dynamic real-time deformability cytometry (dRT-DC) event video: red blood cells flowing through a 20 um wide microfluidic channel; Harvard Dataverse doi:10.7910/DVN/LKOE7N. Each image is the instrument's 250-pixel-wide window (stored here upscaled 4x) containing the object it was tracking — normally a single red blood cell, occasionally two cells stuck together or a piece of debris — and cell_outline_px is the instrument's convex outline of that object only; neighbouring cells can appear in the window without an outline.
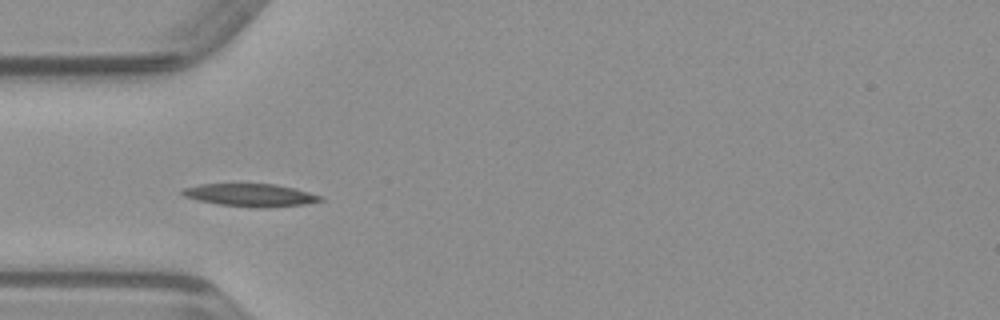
{"species": "common noctule bat (a hibernating species)", "species_latin": "Nyctalus noctula", "temperature_condition": "warm", "stored_images_in_passage": 49, "camera_frame_rate_fps": 3000, "um_per_image_px": 0.085, "animal": {"sex": "male", "body_mass_g": 23.1, "forearm_length_mm": 52.7}, "frame": {"image": 1, "passage_image": 14, "time_ms": 4.333, "image_size_px": [1000, 320], "cell_outline_px": [[324, 200], [304, 204], [264, 208], [256, 208], [220, 204], [200, 200], [184, 196], [180, 192], [184, 188], [200, 184], [276, 184], [308, 192], [320, 196]], "centroid_in_image_um": [21.28, 16.58], "position_along_channel_um": 63.7, "area_um2": 17.98}}
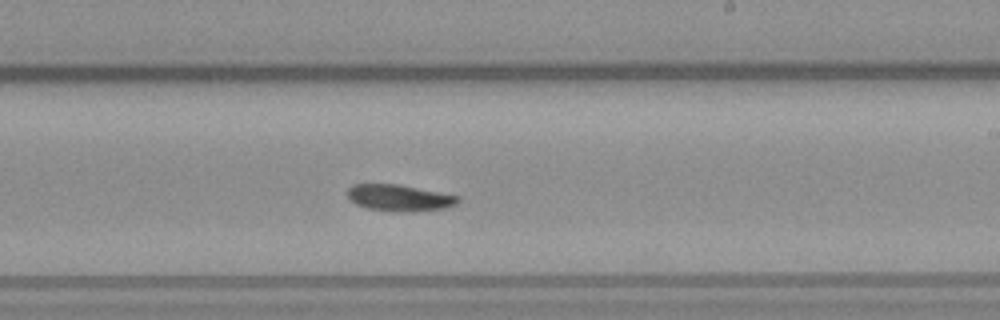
{"frame": {"image": 2, "passage_image": 28, "time_ms": 9.0, "image_size_px": [1000, 320], "cell_outline_px": [[460, 200], [456, 204], [444, 208], [408, 212], [368, 208], [356, 204], [348, 196], [348, 188], [352, 184], [396, 184], [460, 196]], "centroid_in_image_um": [33.95, 16.81], "position_along_channel_um": 255.0, "area_um2": 16.7}}
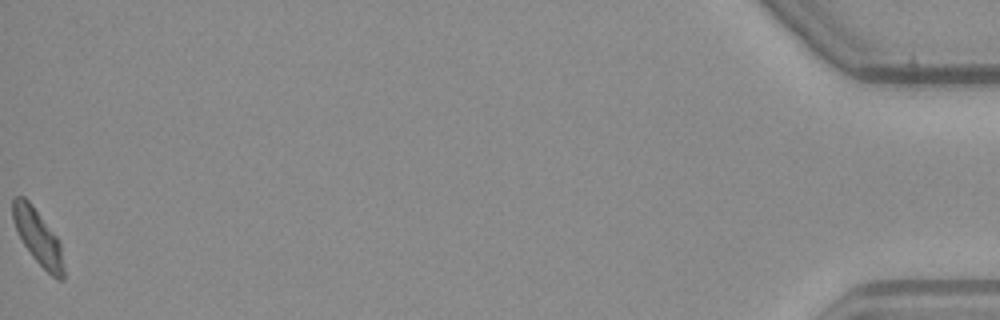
{"frame": {"image": 3, "passage_image": 49, "time_ms": 16.0, "image_size_px": [1000, 320], "cell_outline_px": [[64, 280], [60, 280], [52, 276], [32, 256], [24, 244], [12, 220], [12, 200], [16, 196], [24, 196], [32, 204], [56, 236], [60, 244], [64, 268]], "centroid_in_image_um": [3.22, 20.13], "position_along_channel_um": 432.0, "area_um2": 16.07}}